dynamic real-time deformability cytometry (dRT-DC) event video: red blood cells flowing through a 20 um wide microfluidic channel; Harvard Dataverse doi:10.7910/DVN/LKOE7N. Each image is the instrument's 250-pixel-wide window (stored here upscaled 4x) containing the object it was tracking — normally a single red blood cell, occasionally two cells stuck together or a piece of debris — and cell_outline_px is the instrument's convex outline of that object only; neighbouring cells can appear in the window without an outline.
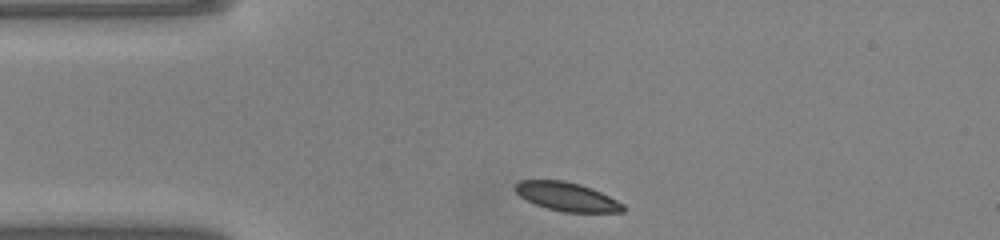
{"species": "common noctule bat (a hibernating species)", "species_latin": "Nyctalus noctula", "temperature_condition": "warm", "stored_images_in_passage": 40, "camera_frame_rate_fps": 3000, "um_per_image_px": 0.085, "animal": {"sex": "male", "body_mass_g": 20.0, "forearm_length_mm": 53.3}, "frame": {"image": 1, "passage_image": 1, "time_ms": 0.0, "image_size_px": [1000, 240], "cell_outline_px": [[624, 212], [564, 212], [548, 208], [536, 204], [520, 196], [512, 188], [520, 180], [564, 180], [580, 184], [592, 188], [624, 204]], "centroid_in_image_um": [48.17, 16.71], "position_along_channel_um": 36.8, "area_um2": 17.92}}
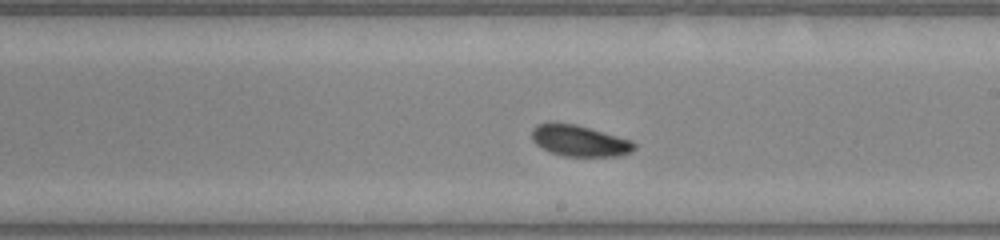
{"frame": {"image": 2, "passage_image": 18, "time_ms": 5.667, "image_size_px": [1000, 240], "cell_outline_px": [[636, 148], [632, 152], [620, 156], [564, 156], [552, 152], [536, 144], [532, 140], [532, 128], [536, 124], [576, 124], [632, 140], [636, 144]], "centroid_in_image_um": [49.31, 11.98], "position_along_channel_um": 239.7, "area_um2": 18.38}}
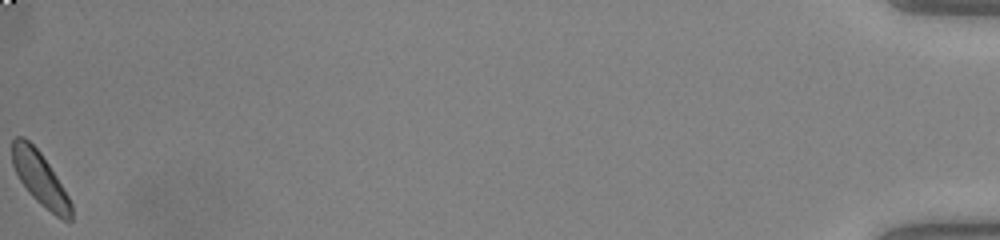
{"frame": {"image": 3, "passage_image": 40, "time_ms": 13.0, "image_size_px": [1000, 240], "cell_outline_px": [[72, 220], [64, 220], [56, 216], [40, 204], [28, 192], [20, 180], [12, 164], [12, 140], [16, 136], [24, 136], [40, 152], [56, 176], [68, 196], [72, 204]], "centroid_in_image_um": [3.4, 15.18], "position_along_channel_um": 431.8, "area_um2": 18.09}, "authors_computed_cell_mechanics": {"area_um2": 18.496, "velocity_mm_per_s": 4.0755, "shape_relaxation_time_tau1_ms": 2.0576, "shape_relaxation_time_tau2_ms": 7.7485, "deformation_change_tau1": 0.076, "deformation_change_tau2": 0.1133}}